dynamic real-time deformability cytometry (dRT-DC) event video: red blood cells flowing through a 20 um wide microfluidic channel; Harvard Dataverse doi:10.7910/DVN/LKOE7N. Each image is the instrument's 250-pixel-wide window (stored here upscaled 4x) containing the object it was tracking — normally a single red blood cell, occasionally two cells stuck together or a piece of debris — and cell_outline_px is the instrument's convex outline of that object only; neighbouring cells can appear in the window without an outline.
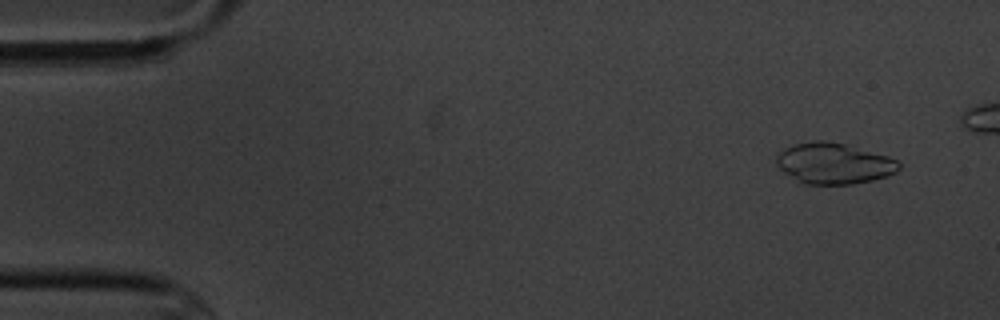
{"species": "common noctule bat (a hibernating species)", "species_latin": "Nyctalus noctula", "temperature_condition": "cold", "stored_images_in_passage": 7, "camera_frame_rate_fps": 3000, "um_per_image_px": 0.085, "animal": {"sex": "male", "body_mass_g": 20.1, "forearm_length_mm": 53.5}, "frame": {"image": 1, "passage_image": 1, "time_ms": 0.0, "image_size_px": [1000, 320], "cell_outline_px": [[900, 168], [896, 172], [888, 176], [872, 180], [852, 184], [804, 184], [796, 180], [784, 172], [776, 164], [776, 156], [784, 148], [796, 144], [812, 140], [828, 140], [844, 144], [888, 156], [896, 160], [900, 164]], "centroid_in_image_um": [70.87, 13.89], "position_along_channel_um": 14.1, "area_um2": 29.19}}